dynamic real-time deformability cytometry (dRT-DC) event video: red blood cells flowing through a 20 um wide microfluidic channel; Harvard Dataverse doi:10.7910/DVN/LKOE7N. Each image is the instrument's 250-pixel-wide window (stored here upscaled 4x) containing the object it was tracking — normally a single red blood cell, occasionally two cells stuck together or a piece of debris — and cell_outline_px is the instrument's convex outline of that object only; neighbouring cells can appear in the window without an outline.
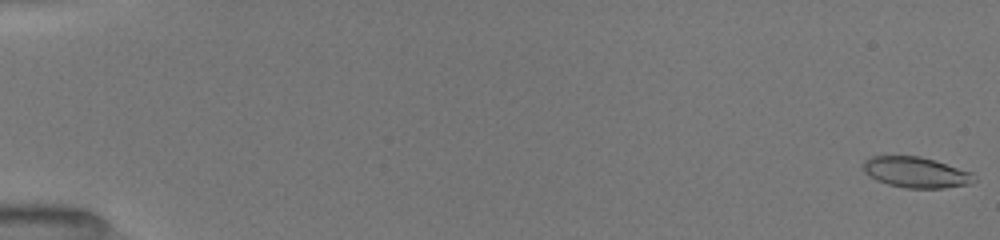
{"species": "common noctule bat (a hibernating species)", "species_latin": "Nyctalus noctula", "temperature_condition": "room temperature", "stored_images_in_passage": 52, "camera_frame_rate_fps": 3000, "um_per_image_px": 0.085, "animal": {"sex": "female", "body_mass_g": 19.5, "forearm_length_mm": 54.1}, "frame": {"image": 1, "passage_image": 1, "time_ms": 0.0, "image_size_px": [1000, 240], "cell_outline_px": [[976, 180], [972, 184], [944, 188], [908, 188], [888, 184], [876, 180], [868, 176], [864, 172], [864, 160], [872, 156], [920, 156], [972, 172], [976, 176]], "centroid_in_image_um": [77.88, 14.66], "position_along_channel_um": 7.1, "area_um2": 19.88}}
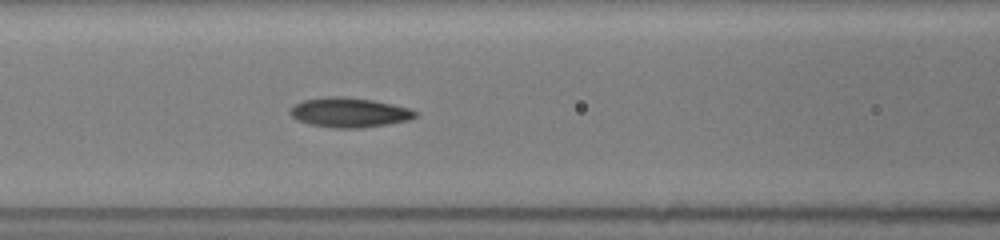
{"frame": {"image": 2, "passage_image": 24, "time_ms": 7.667, "image_size_px": [1000, 240], "cell_outline_px": [[416, 116], [408, 120], [388, 124], [364, 128], [336, 128], [308, 124], [296, 120], [288, 112], [296, 104], [304, 100], [324, 96], [344, 96], [372, 100], [392, 104], [408, 108], [416, 112]], "centroid_in_image_um": [29.66, 9.56], "position_along_channel_um": 136.9, "area_um2": 21.62}}
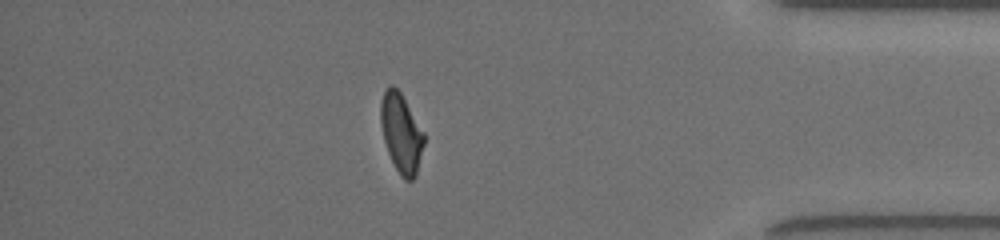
{"frame": {"image": 3, "passage_image": 46, "time_ms": 15.0, "image_size_px": [1000, 240], "cell_outline_px": [[424, 144], [416, 176], [412, 180], [404, 180], [400, 176], [388, 152], [384, 140], [380, 124], [380, 104], [384, 92], [388, 84], [392, 84], [400, 92], [424, 132]], "centroid_in_image_um": [34.1, 11.31], "position_along_channel_um": 401.1, "area_um2": 19.88}, "authors_computed_cell_mechanics": {"area_um2": 20.23, "velocity_mm_per_s": 4.0161, "shape_relaxation_time_tau1_ms": 4.5095, "shape_relaxation_time_tau2_ms": 2.9906, "deformation_change_tau1": 0.1554, "deformation_change_tau2": 0.0872}}